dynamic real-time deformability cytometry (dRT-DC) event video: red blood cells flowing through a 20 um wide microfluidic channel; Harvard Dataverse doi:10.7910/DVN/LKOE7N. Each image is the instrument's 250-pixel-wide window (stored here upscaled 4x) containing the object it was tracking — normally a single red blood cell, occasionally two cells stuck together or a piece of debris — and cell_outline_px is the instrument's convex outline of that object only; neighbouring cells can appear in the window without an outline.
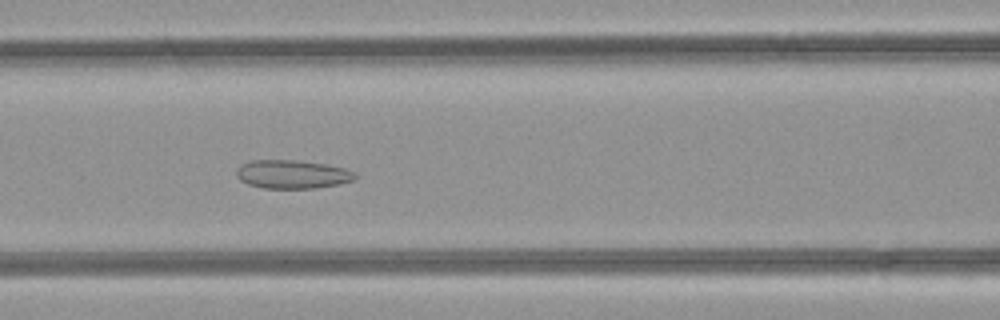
{"species": "common noctule bat (a hibernating species)", "species_latin": "Nyctalus noctula", "temperature_condition": "room temperature", "stored_images_in_passage": 50, "camera_frame_rate_fps": 3000, "um_per_image_px": 0.085, "animal": {"sex": "female", "body_mass_g": 21.9}, "frame": {"image": 1, "passage_image": 21, "time_ms": 6.667, "image_size_px": [1000, 320], "cell_outline_px": [[360, 176], [356, 180], [340, 184], [316, 188], [264, 188], [248, 184], [240, 180], [236, 176], [236, 172], [240, 164], [252, 160], [296, 160], [324, 164], [344, 168], [356, 172]], "centroid_in_image_um": [24.89, 14.81], "position_along_channel_um": 141.7, "area_um2": 19.94}}
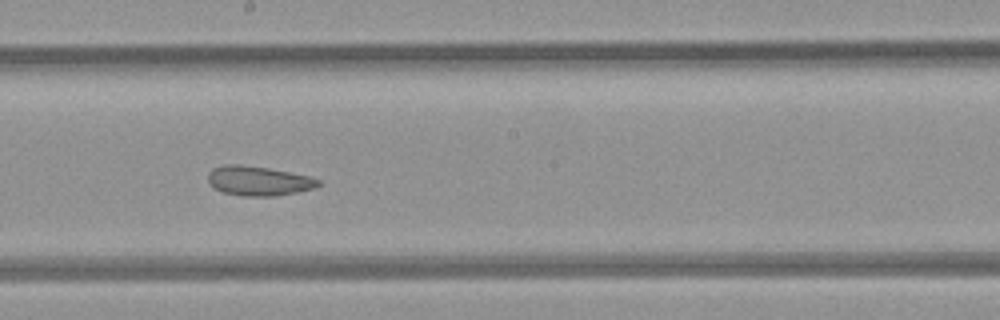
{"frame": {"image": 2, "passage_image": 27, "time_ms": 8.667, "image_size_px": [1000, 320], "cell_outline_px": [[320, 184], [316, 188], [276, 196], [244, 196], [224, 192], [216, 188], [208, 180], [208, 172], [212, 168], [224, 164], [240, 164], [268, 168], [308, 176], [320, 180]], "centroid_in_image_um": [21.97, 15.37], "position_along_channel_um": 226.2, "area_um2": 18.84}}
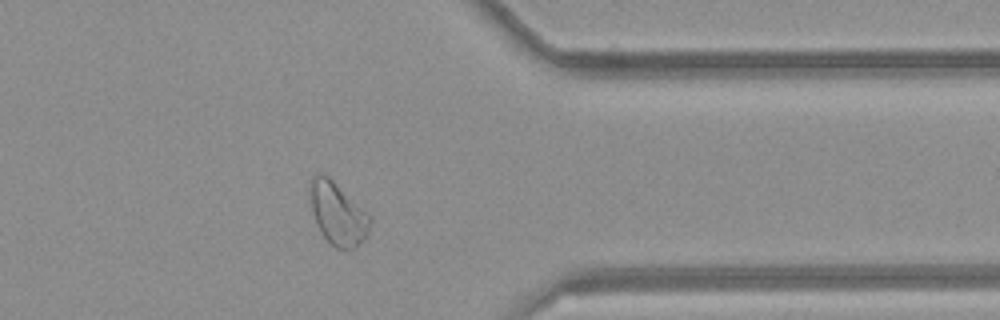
{"frame": {"image": 3, "passage_image": 39, "time_ms": 12.667, "image_size_px": [1000, 320], "cell_outline_px": [[372, 220], [368, 236], [356, 248], [348, 252], [336, 248], [328, 244], [316, 224], [312, 212], [308, 196], [308, 188], [312, 176], [320, 172], [324, 172], [364, 208], [372, 216]], "centroid_in_image_um": [28.71, 18.18], "position_along_channel_um": 382.7, "area_um2": 22.95}, "authors_computed_cell_mechanics": {"area_um2": 22.9755, "velocity_mm_per_s": 4.2222, "shape_relaxation_time_tau1_ms": null, "shape_relaxation_time_tau2_ms": 2.4861, "deformation_change_tau1": null, "deformation_change_tau2": 0.0911}}